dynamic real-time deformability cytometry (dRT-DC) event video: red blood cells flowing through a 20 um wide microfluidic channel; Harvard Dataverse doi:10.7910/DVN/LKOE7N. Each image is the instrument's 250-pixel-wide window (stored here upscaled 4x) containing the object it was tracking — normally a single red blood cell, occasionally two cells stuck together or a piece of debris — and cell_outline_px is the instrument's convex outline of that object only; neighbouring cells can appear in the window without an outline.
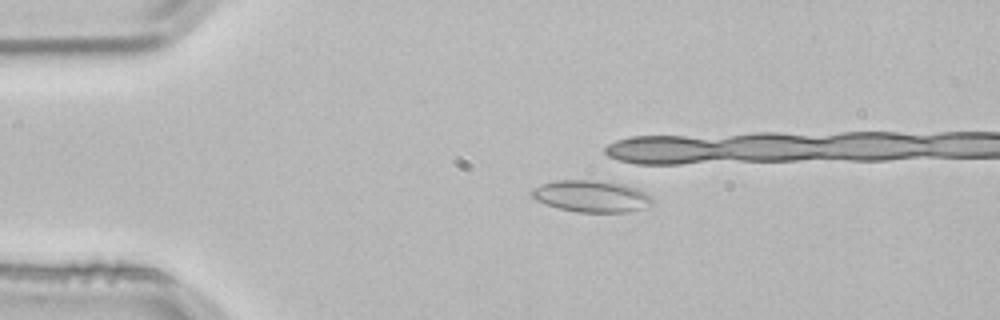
{"species": "common noctule bat (a hibernating species)", "species_latin": "Nyctalus noctula", "temperature_condition": "room temperature", "stored_images_in_passage": 5, "camera_frame_rate_fps": 3000, "um_per_image_px": 0.085, "animal": {"sex": "male", "body_mass_g": 21.5, "forearm_length_mm": 52.0}, "frame": {"image": 1, "passage_image": 2, "time_ms": 0.333, "image_size_px": [1000, 320], "cell_outline_px": [[652, 204], [628, 212], [576, 212], [560, 208], [536, 200], [532, 196], [532, 188], [540, 184], [556, 180], [592, 180], [624, 184], [636, 188], [652, 196]], "centroid_in_image_um": [50.26, 16.67], "position_along_channel_um": 34.7, "area_um2": 22.08}}